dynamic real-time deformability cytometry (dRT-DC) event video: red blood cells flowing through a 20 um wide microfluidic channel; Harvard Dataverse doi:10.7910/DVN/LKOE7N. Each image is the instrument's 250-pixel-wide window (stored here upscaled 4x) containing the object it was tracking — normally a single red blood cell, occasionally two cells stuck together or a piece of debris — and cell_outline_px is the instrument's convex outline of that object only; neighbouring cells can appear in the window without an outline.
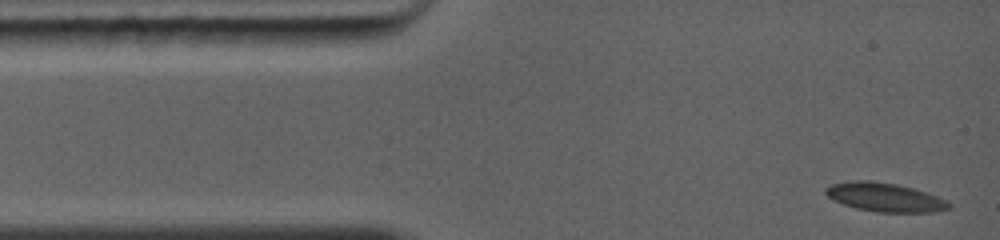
{"species": "common noctule bat (a hibernating species)", "species_latin": "Nyctalus noctula", "temperature_condition": "warm", "stored_images_in_passage": 41, "camera_frame_rate_fps": 5000, "um_per_image_px": 0.085, "animal": {"sex": "female", "body_mass_g": 19.0, "forearm_length_mm": 56.7}, "frame": {"image": 1, "passage_image": 1, "time_ms": 0.0, "image_size_px": [1000, 240], "cell_outline_px": [[948, 208], [932, 212], [876, 212], [856, 208], [832, 200], [824, 192], [824, 188], [832, 184], [860, 180], [864, 180], [892, 184], [912, 188], [924, 192], [944, 200], [948, 204]], "centroid_in_image_um": [75.12, 16.78], "position_along_channel_um": 9.9, "area_um2": 20.0}}
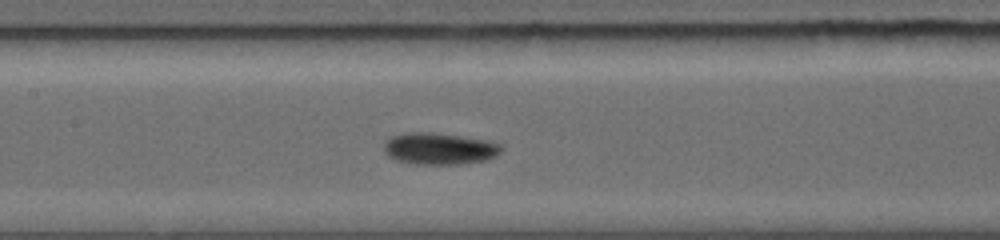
{"frame": {"image": 2, "passage_image": 18, "time_ms": 5.2, "image_size_px": [1000, 240], "cell_outline_px": [[504, 148], [496, 156], [484, 160], [460, 164], [412, 164], [396, 160], [388, 156], [384, 152], [384, 140], [392, 136], [404, 132], [432, 132], [488, 140], [504, 144]], "centroid_in_image_um": [37.34, 12.62], "position_along_channel_um": 170.1, "area_um2": 22.02}}
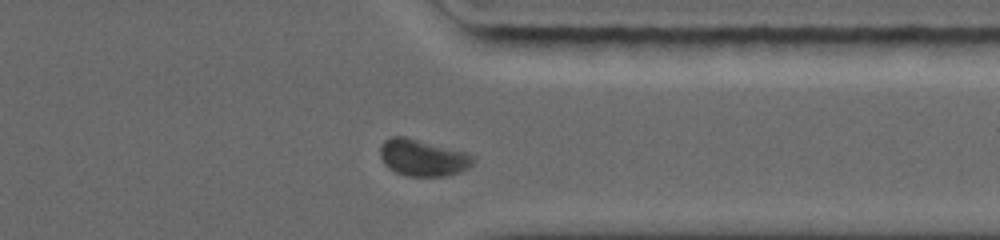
{"frame": {"image": 3, "passage_image": 34, "time_ms": 10.0, "image_size_px": [1000, 240], "cell_outline_px": [[476, 160], [468, 168], [460, 172], [444, 176], [408, 176], [396, 172], [388, 168], [384, 164], [380, 156], [380, 144], [384, 140], [392, 136], [408, 136], [468, 152], [476, 156]], "centroid_in_image_um": [35.96, 13.38], "position_along_channel_um": 375.4, "area_um2": 20.4}, "authors_computed_cell_mechanics": {"area_um2": 20.2878, "velocity_mm_per_s": 4.2867, "shape_relaxation_time_tau1_ms": 2.4388, "shape_relaxation_time_tau2_ms": null, "deformation_change_tau1": 0.0803, "deformation_change_tau2": null}}